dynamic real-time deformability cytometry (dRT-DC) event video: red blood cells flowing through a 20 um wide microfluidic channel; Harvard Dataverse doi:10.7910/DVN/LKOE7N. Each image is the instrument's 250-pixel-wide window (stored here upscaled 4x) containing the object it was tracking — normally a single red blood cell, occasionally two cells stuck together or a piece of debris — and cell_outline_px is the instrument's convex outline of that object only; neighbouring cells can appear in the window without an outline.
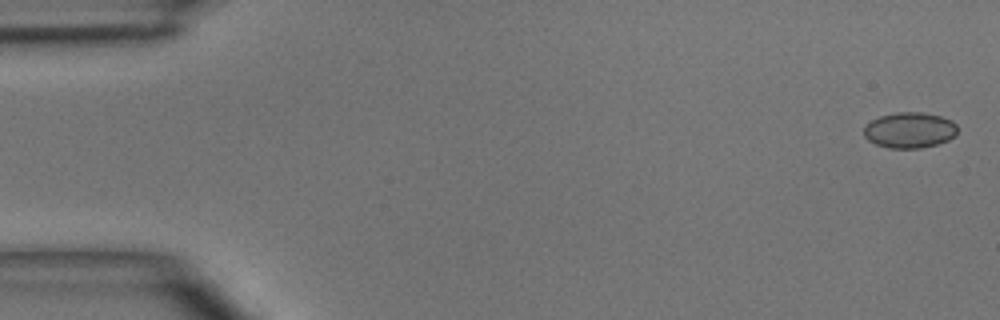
{"species": "common noctule bat (a hibernating species)", "species_latin": "Nyctalus noctula", "temperature_condition": "room temperature", "stored_images_in_passage": 6, "camera_frame_rate_fps": 3000, "um_per_image_px": 0.085, "animal": {"sex": "male", "body_mass_g": 15.6}, "frame": {"image": 1, "passage_image": 1, "time_ms": 0.0, "image_size_px": [1000, 320], "cell_outline_px": [[956, 136], [948, 140], [936, 144], [920, 148], [892, 148], [876, 144], [868, 140], [864, 136], [864, 128], [872, 120], [880, 116], [896, 112], [920, 112], [940, 116], [952, 120], [956, 124]], "centroid_in_image_um": [77.33, 11.06], "position_along_channel_um": 7.7, "area_um2": 19.36}}
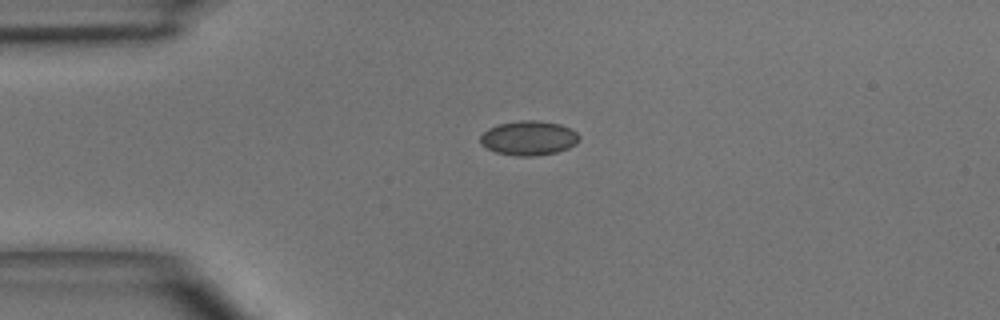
{"frame": {"image": 2, "passage_image": 4, "time_ms": 3.333, "image_size_px": [1000, 320], "cell_outline_px": [[580, 140], [576, 144], [568, 148], [556, 152], [536, 156], [516, 156], [496, 152], [480, 144], [480, 136], [488, 128], [496, 124], [520, 120], [540, 120], [560, 124], [572, 128], [580, 136]], "centroid_in_image_um": [44.96, 11.72], "position_along_channel_um": 40.0, "area_um2": 20.11}}
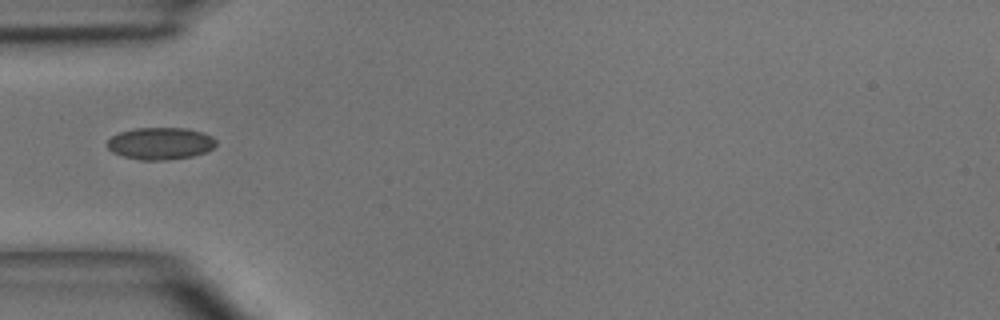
{"frame": {"image": 3, "passage_image": 5, "time_ms": 4.667, "image_size_px": [1000, 320], "cell_outline_px": [[216, 144], [212, 148], [204, 152], [192, 156], [168, 160], [140, 160], [124, 156], [112, 152], [108, 148], [108, 140], [112, 136], [120, 132], [136, 128], [188, 128], [204, 132], [212, 136], [216, 140]], "centroid_in_image_um": [13.65, 12.19], "position_along_channel_um": 71.3, "area_um2": 20.35}}